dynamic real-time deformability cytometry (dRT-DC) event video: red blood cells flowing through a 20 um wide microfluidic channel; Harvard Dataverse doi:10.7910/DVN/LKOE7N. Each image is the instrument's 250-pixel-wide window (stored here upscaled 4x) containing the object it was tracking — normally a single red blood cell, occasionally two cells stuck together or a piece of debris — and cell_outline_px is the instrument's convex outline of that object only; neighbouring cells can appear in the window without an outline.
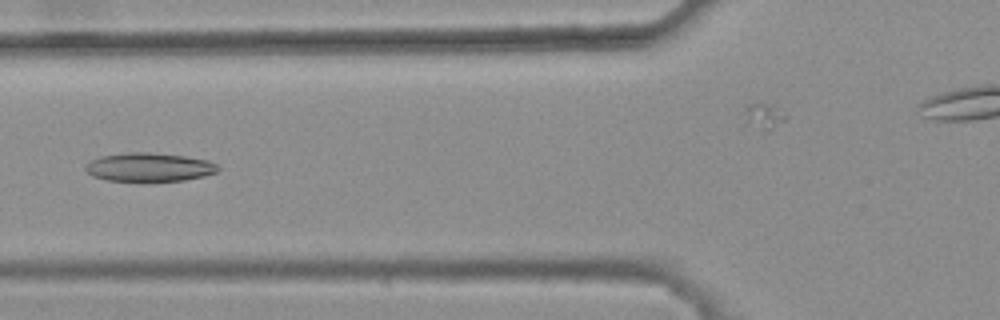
{"species": "common noctule bat (a hibernating species)", "species_latin": "Nyctalus noctula", "temperature_condition": "warm", "stored_images_in_passage": 47, "camera_frame_rate_fps": 3000, "um_per_image_px": 0.085, "animal": {"sex": "female", "body_mass_g": 25.1}, "frame": {"image": 1, "passage_image": 21, "time_ms": 6.667, "image_size_px": [1000, 320], "cell_outline_px": [[220, 168], [216, 172], [204, 176], [184, 180], [140, 184], [108, 180], [92, 176], [84, 168], [84, 164], [92, 160], [104, 156], [128, 152], [148, 152], [184, 156], [208, 160], [216, 164]], "centroid_in_image_um": [12.66, 14.25], "position_along_channel_um": 113.1, "area_um2": 22.83}}
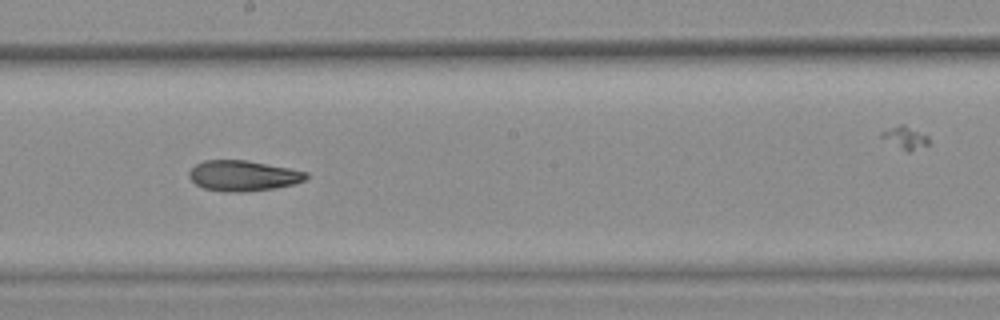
{"frame": {"image": 2, "passage_image": 30, "time_ms": 9.667, "image_size_px": [1000, 320], "cell_outline_px": [[308, 176], [304, 180], [292, 184], [276, 188], [244, 192], [224, 192], [204, 188], [196, 184], [188, 176], [188, 172], [196, 164], [204, 160], [248, 160], [308, 172]], "centroid_in_image_um": [20.65, 14.94], "position_along_channel_um": 227.6, "area_um2": 20.81}}
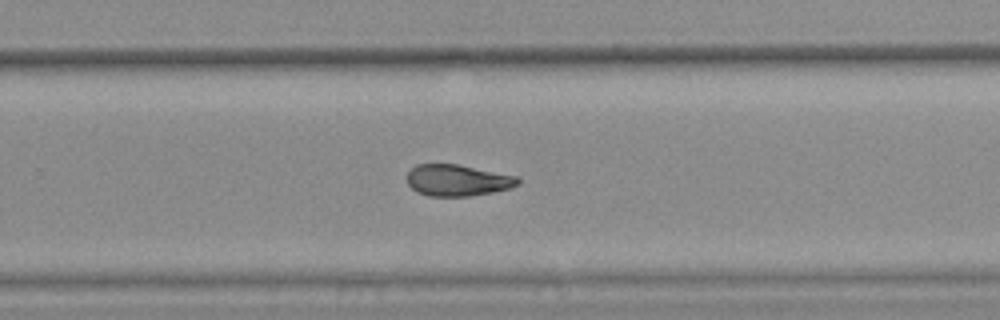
{"frame": {"image": 3, "passage_image": 35, "time_ms": 11.333, "image_size_px": [1000, 320], "cell_outline_px": [[520, 184], [508, 188], [492, 192], [468, 196], [428, 196], [416, 192], [408, 184], [408, 172], [416, 164], [456, 164], [516, 176], [520, 180]], "centroid_in_image_um": [38.86, 15.33], "position_along_channel_um": 290.9, "area_um2": 20.11}, "authors_computed_cell_mechanics": {"area_um2": 21.2704, "velocity_mm_per_s": 3.8181, "shape_relaxation_time_tau1_ms": null, "shape_relaxation_time_tau2_ms": 5.5515, "deformation_change_tau1": null, "deformation_change_tau2": 0.1411}}